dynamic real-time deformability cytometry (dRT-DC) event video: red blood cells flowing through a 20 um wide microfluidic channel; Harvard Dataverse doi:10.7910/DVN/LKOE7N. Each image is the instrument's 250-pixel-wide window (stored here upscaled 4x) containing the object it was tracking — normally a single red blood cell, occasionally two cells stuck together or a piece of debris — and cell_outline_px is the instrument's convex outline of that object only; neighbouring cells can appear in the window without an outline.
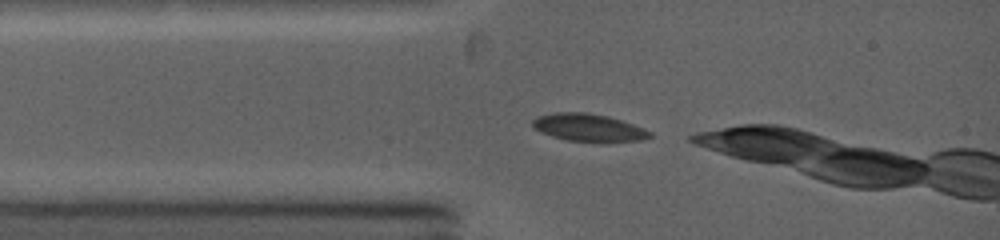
{"species": "common noctule bat (a hibernating species)", "species_latin": "Nyctalus noctula", "temperature_condition": "warm", "stored_images_in_passage": 8, "camera_frame_rate_fps": 5000, "um_per_image_px": 0.085, "animal": {"sex": "female", "body_mass_g": 19.0, "forearm_length_mm": 53.3}, "frame": {"image": 1, "passage_image": 1, "time_ms": 0.0, "image_size_px": [1000, 240], "cell_outline_px": [[652, 136], [644, 140], [568, 140], [552, 136], [532, 128], [532, 120], [536, 116], [556, 112], [588, 112], [608, 116], [644, 128], [652, 132]], "centroid_in_image_um": [49.98, 10.81], "position_along_channel_um": 35.0, "area_um2": 18.38}}
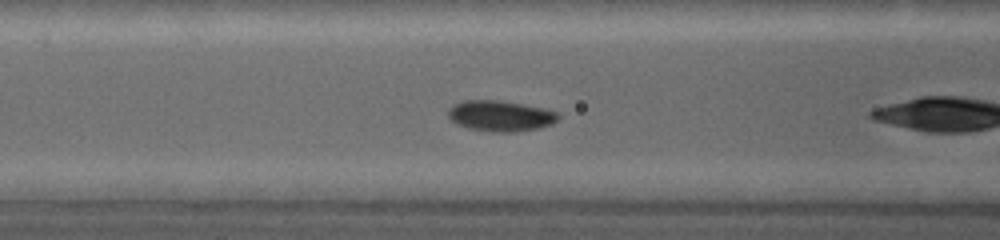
{"frame": {"image": 2, "passage_image": 5, "time_ms": 2.2, "image_size_px": [1000, 240], "cell_outline_px": [[560, 116], [552, 124], [540, 128], [516, 132], [492, 132], [468, 128], [456, 124], [448, 116], [448, 108], [452, 104], [464, 100], [500, 100], [544, 108], [556, 112]], "centroid_in_image_um": [42.51, 9.85], "position_along_channel_um": 124.1, "area_um2": 19.88}}